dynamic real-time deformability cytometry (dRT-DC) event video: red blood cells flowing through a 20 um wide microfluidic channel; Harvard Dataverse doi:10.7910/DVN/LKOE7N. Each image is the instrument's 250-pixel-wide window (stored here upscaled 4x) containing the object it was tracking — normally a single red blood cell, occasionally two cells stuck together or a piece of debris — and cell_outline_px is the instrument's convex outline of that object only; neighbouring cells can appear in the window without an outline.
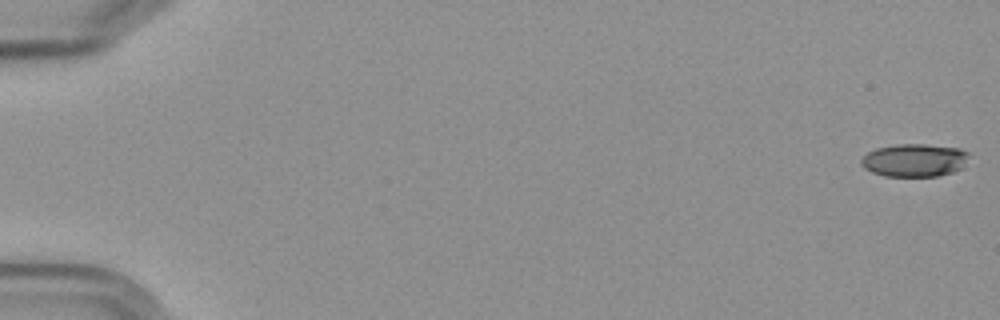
{"species": "Egyptian fruit bat (a non-hibernating species)", "species_latin": "Rousettus aegyptiacus", "temperature_condition": "cold", "stored_images_in_passage": 12, "camera_frame_rate_fps": 3000, "um_per_image_px": 0.085, "frame": {"image": 1, "passage_image": 1, "time_ms": 0.0, "image_size_px": [1000, 320], "cell_outline_px": [[968, 156], [964, 168], [952, 172], [936, 176], [884, 176], [872, 172], [864, 168], [860, 164], [860, 160], [868, 152], [876, 148], [896, 144], [924, 144], [960, 148], [968, 152]], "centroid_in_image_um": [77.73, 13.62], "position_along_channel_um": 7.3, "area_um2": 20.81}}